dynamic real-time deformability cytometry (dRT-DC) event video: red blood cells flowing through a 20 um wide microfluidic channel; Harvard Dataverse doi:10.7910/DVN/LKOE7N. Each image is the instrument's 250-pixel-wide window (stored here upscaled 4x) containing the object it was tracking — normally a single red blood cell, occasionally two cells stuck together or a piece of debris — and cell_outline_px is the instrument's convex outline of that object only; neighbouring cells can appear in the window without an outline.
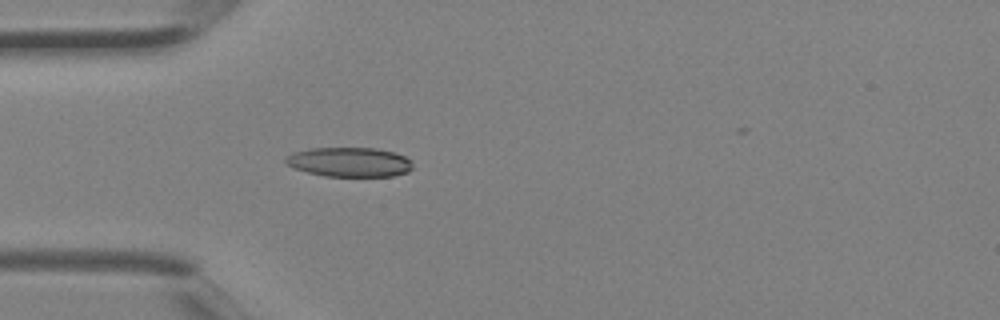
{"species": "Egyptian fruit bat (a non-hibernating species)", "species_latin": "Rousettus aegyptiacus", "temperature_condition": "room temperature", "stored_images_in_passage": 3, "camera_frame_rate_fps": 3000, "um_per_image_px": 0.085, "animal": {"sex": "female"}, "frame": {"image": 1, "passage_image": 3, "time_ms": 0.667, "image_size_px": [1000, 320], "cell_outline_px": [[412, 168], [408, 172], [392, 176], [324, 176], [308, 172], [296, 168], [288, 164], [284, 160], [284, 156], [292, 152], [312, 148], [376, 148], [396, 152], [412, 160]], "centroid_in_image_um": [29.72, 13.76], "position_along_channel_um": 55.3, "area_um2": 21.91}}